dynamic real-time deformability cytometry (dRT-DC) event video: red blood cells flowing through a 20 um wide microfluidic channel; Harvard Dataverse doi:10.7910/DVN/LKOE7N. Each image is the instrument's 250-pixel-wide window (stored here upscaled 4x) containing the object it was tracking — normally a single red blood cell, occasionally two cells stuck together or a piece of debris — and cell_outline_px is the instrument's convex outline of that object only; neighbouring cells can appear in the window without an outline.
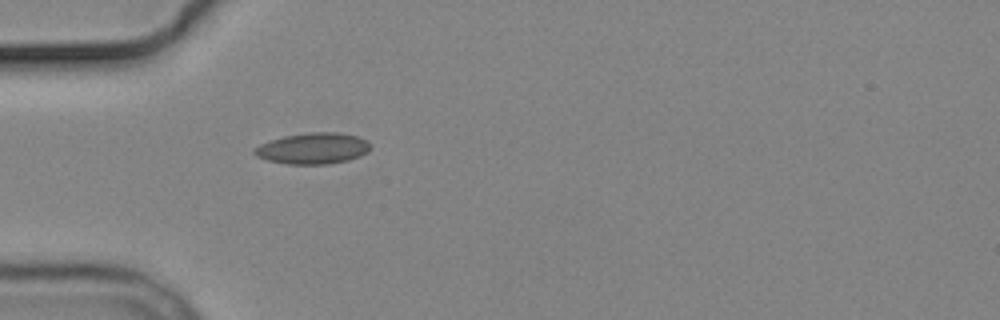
{"species": "common noctule bat (a hibernating species)", "species_latin": "Nyctalus noctula", "temperature_condition": "cold", "stored_images_in_passage": 5, "camera_frame_rate_fps": 3000, "um_per_image_px": 0.085, "animal": {"sex": "male", "body_mass_g": 19.2, "forearm_length_mm": 51.8}, "frame": {"image": 1, "passage_image": 5, "time_ms": 5.667, "image_size_px": [1000, 320], "cell_outline_px": [[368, 152], [348, 160], [328, 164], [288, 164], [268, 160], [256, 156], [252, 152], [252, 148], [268, 140], [284, 136], [312, 132], [336, 132], [356, 136], [368, 140]], "centroid_in_image_um": [26.54, 12.61], "position_along_channel_um": 58.5, "area_um2": 20.98}}